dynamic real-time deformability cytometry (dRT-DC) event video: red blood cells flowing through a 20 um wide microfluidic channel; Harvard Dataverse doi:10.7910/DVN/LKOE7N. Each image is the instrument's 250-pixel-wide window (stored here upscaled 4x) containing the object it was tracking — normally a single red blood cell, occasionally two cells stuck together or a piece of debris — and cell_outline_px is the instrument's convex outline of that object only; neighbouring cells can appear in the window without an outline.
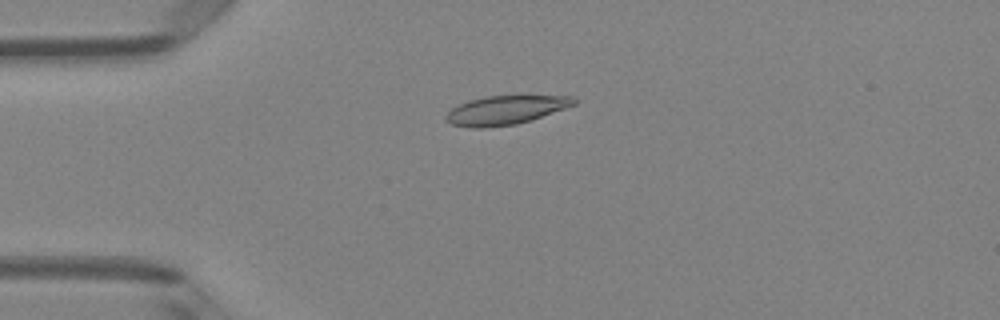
{"species": "Egyptian fruit bat (a non-hibernating species)", "species_latin": "Rousettus aegyptiacus", "temperature_condition": "room temperature", "stored_images_in_passage": 50, "camera_frame_rate_fps": 3000, "um_per_image_px": 0.085, "animal": {"sex": "female"}, "frame": {"image": 1, "passage_image": 13, "time_ms": 4.0, "image_size_px": [1000, 320], "cell_outline_px": [[576, 104], [516, 124], [480, 128], [472, 128], [452, 124], [444, 120], [444, 116], [452, 108], [468, 100], [484, 96], [572, 96], [576, 100]], "centroid_in_image_um": [42.9, 9.35], "position_along_channel_um": 42.1, "area_um2": 21.15}}
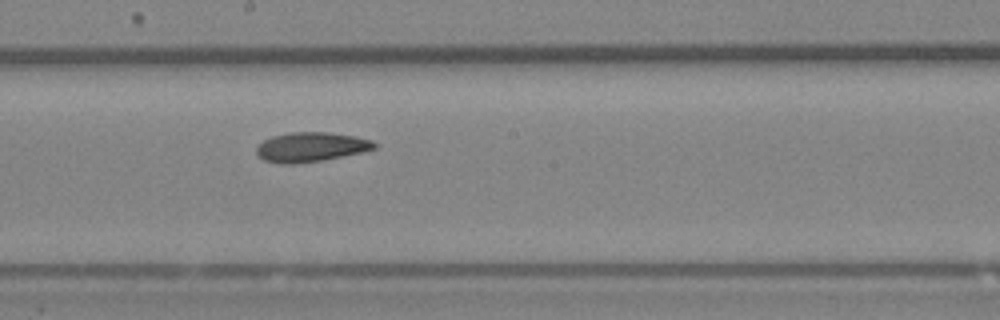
{"frame": {"image": 2, "passage_image": 28, "time_ms": 9.0, "image_size_px": [1000, 320], "cell_outline_px": [[376, 148], [360, 152], [320, 160], [292, 164], [280, 164], [264, 160], [256, 152], [256, 148], [264, 140], [272, 136], [292, 132], [328, 132], [356, 136], [372, 140], [376, 144]], "centroid_in_image_um": [26.41, 12.48], "position_along_channel_um": 221.8, "area_um2": 20.0}}
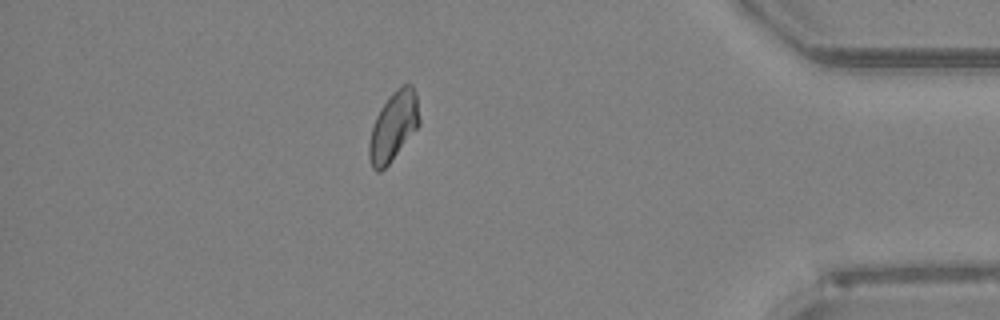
{"frame": {"image": 3, "passage_image": 44, "time_ms": 14.333, "image_size_px": [1000, 320], "cell_outline_px": [[420, 124], [388, 164], [380, 172], [376, 172], [372, 168], [368, 156], [368, 144], [372, 128], [376, 116], [380, 108], [388, 96], [396, 88], [404, 84], [412, 84], [416, 92], [420, 120]], "centroid_in_image_um": [33.43, 10.71], "position_along_channel_um": 401.8, "area_um2": 20.23}, "authors_computed_cell_mechanics": {"area_um2": 20.2878, "velocity_mm_per_s": 4.1175, "shape_relaxation_time_tau1_ms": 5.4291, "shape_relaxation_time_tau2_ms": 1.5972, "deformation_change_tau1": 0.1361, "deformation_change_tau2": 0.063}}